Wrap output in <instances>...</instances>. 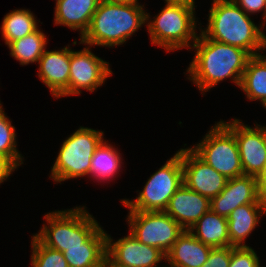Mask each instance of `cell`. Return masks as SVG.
Instances as JSON below:
<instances>
[{"instance_id":"cell-1","label":"cell","mask_w":266,"mask_h":267,"mask_svg":"<svg viewBox=\"0 0 266 267\" xmlns=\"http://www.w3.org/2000/svg\"><path fill=\"white\" fill-rule=\"evenodd\" d=\"M195 56L186 70L187 79L197 85L203 95L228 78L240 86L251 55L244 49L206 38L201 32L192 45Z\"/></svg>"},{"instance_id":"cell-2","label":"cell","mask_w":266,"mask_h":267,"mask_svg":"<svg viewBox=\"0 0 266 267\" xmlns=\"http://www.w3.org/2000/svg\"><path fill=\"white\" fill-rule=\"evenodd\" d=\"M211 5L206 28L200 26L206 38L239 47L251 56L265 51L263 24H255L232 0H217Z\"/></svg>"},{"instance_id":"cell-3","label":"cell","mask_w":266,"mask_h":267,"mask_svg":"<svg viewBox=\"0 0 266 267\" xmlns=\"http://www.w3.org/2000/svg\"><path fill=\"white\" fill-rule=\"evenodd\" d=\"M140 4H114L101 0L88 30L79 38V44L109 48L123 45L146 24L147 12Z\"/></svg>"},{"instance_id":"cell-4","label":"cell","mask_w":266,"mask_h":267,"mask_svg":"<svg viewBox=\"0 0 266 267\" xmlns=\"http://www.w3.org/2000/svg\"><path fill=\"white\" fill-rule=\"evenodd\" d=\"M46 224L34 236L45 246L65 252L83 244L101 227L86 206L44 214Z\"/></svg>"},{"instance_id":"cell-5","label":"cell","mask_w":266,"mask_h":267,"mask_svg":"<svg viewBox=\"0 0 266 267\" xmlns=\"http://www.w3.org/2000/svg\"><path fill=\"white\" fill-rule=\"evenodd\" d=\"M195 9L182 4H167L150 19L146 13L147 32L155 46L167 52L190 48L195 43L200 29L197 27ZM192 42V43H191Z\"/></svg>"},{"instance_id":"cell-6","label":"cell","mask_w":266,"mask_h":267,"mask_svg":"<svg viewBox=\"0 0 266 267\" xmlns=\"http://www.w3.org/2000/svg\"><path fill=\"white\" fill-rule=\"evenodd\" d=\"M103 140L104 131L80 126L61 144L49 178L61 184L68 179L89 177L91 159Z\"/></svg>"},{"instance_id":"cell-7","label":"cell","mask_w":266,"mask_h":267,"mask_svg":"<svg viewBox=\"0 0 266 267\" xmlns=\"http://www.w3.org/2000/svg\"><path fill=\"white\" fill-rule=\"evenodd\" d=\"M183 185L181 149L150 175L136 199L120 200L129 211H165L170 198Z\"/></svg>"},{"instance_id":"cell-8","label":"cell","mask_w":266,"mask_h":267,"mask_svg":"<svg viewBox=\"0 0 266 267\" xmlns=\"http://www.w3.org/2000/svg\"><path fill=\"white\" fill-rule=\"evenodd\" d=\"M190 148L226 178L244 175L235 135L221 121L215 123L203 139Z\"/></svg>"},{"instance_id":"cell-9","label":"cell","mask_w":266,"mask_h":267,"mask_svg":"<svg viewBox=\"0 0 266 267\" xmlns=\"http://www.w3.org/2000/svg\"><path fill=\"white\" fill-rule=\"evenodd\" d=\"M126 220L138 241L160 249L165 255L185 231L165 211H129Z\"/></svg>"},{"instance_id":"cell-10","label":"cell","mask_w":266,"mask_h":267,"mask_svg":"<svg viewBox=\"0 0 266 267\" xmlns=\"http://www.w3.org/2000/svg\"><path fill=\"white\" fill-rule=\"evenodd\" d=\"M220 121L235 135L244 175L258 178L266 165V126L250 127L235 118Z\"/></svg>"},{"instance_id":"cell-11","label":"cell","mask_w":266,"mask_h":267,"mask_svg":"<svg viewBox=\"0 0 266 267\" xmlns=\"http://www.w3.org/2000/svg\"><path fill=\"white\" fill-rule=\"evenodd\" d=\"M85 46L80 51L70 48L69 96H79L84 89L94 92L113 74L109 62L92 53V46Z\"/></svg>"},{"instance_id":"cell-12","label":"cell","mask_w":266,"mask_h":267,"mask_svg":"<svg viewBox=\"0 0 266 267\" xmlns=\"http://www.w3.org/2000/svg\"><path fill=\"white\" fill-rule=\"evenodd\" d=\"M106 249V267H159L166 260L160 249L141 243L130 232L116 241L107 233Z\"/></svg>"},{"instance_id":"cell-13","label":"cell","mask_w":266,"mask_h":267,"mask_svg":"<svg viewBox=\"0 0 266 267\" xmlns=\"http://www.w3.org/2000/svg\"><path fill=\"white\" fill-rule=\"evenodd\" d=\"M181 161L183 184L187 188L210 200L225 188L228 178L202 160L191 148H181Z\"/></svg>"},{"instance_id":"cell-14","label":"cell","mask_w":266,"mask_h":267,"mask_svg":"<svg viewBox=\"0 0 266 267\" xmlns=\"http://www.w3.org/2000/svg\"><path fill=\"white\" fill-rule=\"evenodd\" d=\"M244 204H266L261 198L255 176L242 175L228 179L223 191L211 199L210 209L227 218L232 211Z\"/></svg>"},{"instance_id":"cell-15","label":"cell","mask_w":266,"mask_h":267,"mask_svg":"<svg viewBox=\"0 0 266 267\" xmlns=\"http://www.w3.org/2000/svg\"><path fill=\"white\" fill-rule=\"evenodd\" d=\"M37 64V75L53 97L69 96L70 45L60 50L45 49Z\"/></svg>"},{"instance_id":"cell-16","label":"cell","mask_w":266,"mask_h":267,"mask_svg":"<svg viewBox=\"0 0 266 267\" xmlns=\"http://www.w3.org/2000/svg\"><path fill=\"white\" fill-rule=\"evenodd\" d=\"M211 200L187 188L184 184L170 198L165 212L184 230H189L210 210Z\"/></svg>"},{"instance_id":"cell-17","label":"cell","mask_w":266,"mask_h":267,"mask_svg":"<svg viewBox=\"0 0 266 267\" xmlns=\"http://www.w3.org/2000/svg\"><path fill=\"white\" fill-rule=\"evenodd\" d=\"M101 0H56L54 24L64 25L80 32L82 37L88 30L91 18Z\"/></svg>"},{"instance_id":"cell-18","label":"cell","mask_w":266,"mask_h":267,"mask_svg":"<svg viewBox=\"0 0 266 267\" xmlns=\"http://www.w3.org/2000/svg\"><path fill=\"white\" fill-rule=\"evenodd\" d=\"M212 248L185 230L166 253L165 261L170 267H201L207 261Z\"/></svg>"},{"instance_id":"cell-19","label":"cell","mask_w":266,"mask_h":267,"mask_svg":"<svg viewBox=\"0 0 266 267\" xmlns=\"http://www.w3.org/2000/svg\"><path fill=\"white\" fill-rule=\"evenodd\" d=\"M265 214L266 204H244L232 211L227 217L230 246L248 247L245 240Z\"/></svg>"},{"instance_id":"cell-20","label":"cell","mask_w":266,"mask_h":267,"mask_svg":"<svg viewBox=\"0 0 266 267\" xmlns=\"http://www.w3.org/2000/svg\"><path fill=\"white\" fill-rule=\"evenodd\" d=\"M107 233L100 227L83 246L67 247L63 252L69 267H106Z\"/></svg>"},{"instance_id":"cell-21","label":"cell","mask_w":266,"mask_h":267,"mask_svg":"<svg viewBox=\"0 0 266 267\" xmlns=\"http://www.w3.org/2000/svg\"><path fill=\"white\" fill-rule=\"evenodd\" d=\"M188 231L203 244L213 248L230 246L227 218L220 216L211 209Z\"/></svg>"},{"instance_id":"cell-22","label":"cell","mask_w":266,"mask_h":267,"mask_svg":"<svg viewBox=\"0 0 266 267\" xmlns=\"http://www.w3.org/2000/svg\"><path fill=\"white\" fill-rule=\"evenodd\" d=\"M122 164V154L104 139L91 159L89 177L101 183L111 181L119 174Z\"/></svg>"},{"instance_id":"cell-23","label":"cell","mask_w":266,"mask_h":267,"mask_svg":"<svg viewBox=\"0 0 266 267\" xmlns=\"http://www.w3.org/2000/svg\"><path fill=\"white\" fill-rule=\"evenodd\" d=\"M239 88L250 101H266V55H253L247 62Z\"/></svg>"},{"instance_id":"cell-24","label":"cell","mask_w":266,"mask_h":267,"mask_svg":"<svg viewBox=\"0 0 266 267\" xmlns=\"http://www.w3.org/2000/svg\"><path fill=\"white\" fill-rule=\"evenodd\" d=\"M35 15L29 9H15L7 13L1 23L5 45L21 39L39 28Z\"/></svg>"},{"instance_id":"cell-25","label":"cell","mask_w":266,"mask_h":267,"mask_svg":"<svg viewBox=\"0 0 266 267\" xmlns=\"http://www.w3.org/2000/svg\"><path fill=\"white\" fill-rule=\"evenodd\" d=\"M46 35L39 30L26 35L25 37L13 41L7 45L11 57L18 60L20 65L38 63L47 45Z\"/></svg>"},{"instance_id":"cell-26","label":"cell","mask_w":266,"mask_h":267,"mask_svg":"<svg viewBox=\"0 0 266 267\" xmlns=\"http://www.w3.org/2000/svg\"><path fill=\"white\" fill-rule=\"evenodd\" d=\"M15 127L6 116L0 101V155L9 158L18 168L24 164V157L17 149Z\"/></svg>"},{"instance_id":"cell-27","label":"cell","mask_w":266,"mask_h":267,"mask_svg":"<svg viewBox=\"0 0 266 267\" xmlns=\"http://www.w3.org/2000/svg\"><path fill=\"white\" fill-rule=\"evenodd\" d=\"M31 246L32 267H69L62 252L43 245L34 235Z\"/></svg>"},{"instance_id":"cell-28","label":"cell","mask_w":266,"mask_h":267,"mask_svg":"<svg viewBox=\"0 0 266 267\" xmlns=\"http://www.w3.org/2000/svg\"><path fill=\"white\" fill-rule=\"evenodd\" d=\"M256 253L250 246L234 247L231 250L229 267H258L260 260Z\"/></svg>"},{"instance_id":"cell-29","label":"cell","mask_w":266,"mask_h":267,"mask_svg":"<svg viewBox=\"0 0 266 267\" xmlns=\"http://www.w3.org/2000/svg\"><path fill=\"white\" fill-rule=\"evenodd\" d=\"M233 246L212 248L207 261L201 267H229Z\"/></svg>"},{"instance_id":"cell-30","label":"cell","mask_w":266,"mask_h":267,"mask_svg":"<svg viewBox=\"0 0 266 267\" xmlns=\"http://www.w3.org/2000/svg\"><path fill=\"white\" fill-rule=\"evenodd\" d=\"M242 11L248 15H253L263 11V22L266 26V0H232Z\"/></svg>"},{"instance_id":"cell-31","label":"cell","mask_w":266,"mask_h":267,"mask_svg":"<svg viewBox=\"0 0 266 267\" xmlns=\"http://www.w3.org/2000/svg\"><path fill=\"white\" fill-rule=\"evenodd\" d=\"M16 169L18 167L9 158L0 155V184L7 181Z\"/></svg>"},{"instance_id":"cell-32","label":"cell","mask_w":266,"mask_h":267,"mask_svg":"<svg viewBox=\"0 0 266 267\" xmlns=\"http://www.w3.org/2000/svg\"><path fill=\"white\" fill-rule=\"evenodd\" d=\"M257 179H258L259 189L261 191V198L266 202V165L264 171L260 174V176Z\"/></svg>"},{"instance_id":"cell-33","label":"cell","mask_w":266,"mask_h":267,"mask_svg":"<svg viewBox=\"0 0 266 267\" xmlns=\"http://www.w3.org/2000/svg\"><path fill=\"white\" fill-rule=\"evenodd\" d=\"M165 3L167 4H182V5H186L189 6L191 8L197 7L195 6V0H164Z\"/></svg>"},{"instance_id":"cell-34","label":"cell","mask_w":266,"mask_h":267,"mask_svg":"<svg viewBox=\"0 0 266 267\" xmlns=\"http://www.w3.org/2000/svg\"><path fill=\"white\" fill-rule=\"evenodd\" d=\"M109 3H114V4H131V3H139L138 0H104Z\"/></svg>"},{"instance_id":"cell-35","label":"cell","mask_w":266,"mask_h":267,"mask_svg":"<svg viewBox=\"0 0 266 267\" xmlns=\"http://www.w3.org/2000/svg\"><path fill=\"white\" fill-rule=\"evenodd\" d=\"M262 106L266 109V101L262 104Z\"/></svg>"}]
</instances>
